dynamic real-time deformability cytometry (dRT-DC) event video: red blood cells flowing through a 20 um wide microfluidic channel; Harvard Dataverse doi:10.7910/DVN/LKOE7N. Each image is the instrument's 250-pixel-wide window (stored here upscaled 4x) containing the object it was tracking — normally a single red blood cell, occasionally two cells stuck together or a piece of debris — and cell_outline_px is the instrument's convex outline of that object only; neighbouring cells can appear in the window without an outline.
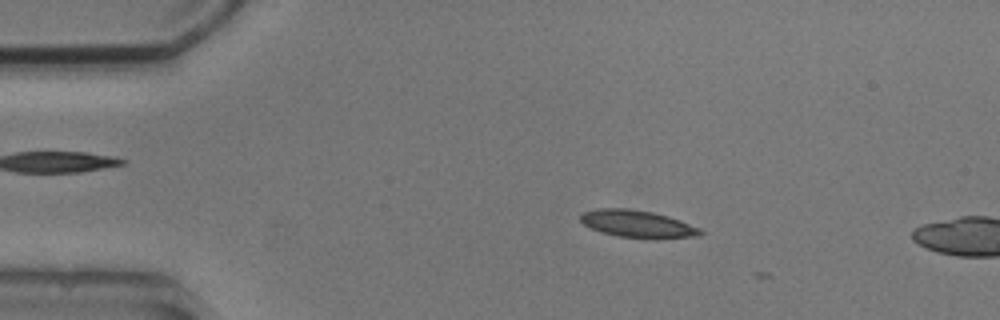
{"species": "common noctule bat (a hibernating species)", "species_latin": "Nyctalus noctula", "temperature_condition": "cold", "stored_images_in_passage": 3, "camera_frame_rate_fps": 3000, "um_per_image_px": 0.085, "animal": {"sex": "male", "body_mass_g": 20.5, "forearm_length_mm": 52.5}, "frame": {"image": 1, "passage_image": 2, "time_ms": 1.0, "image_size_px": [1000, 320], "cell_outline_px": [[704, 232], [700, 236], [656, 240], [616, 236], [592, 228], [584, 224], [580, 220], [580, 216], [584, 212], [596, 208], [628, 208], [652, 212], [668, 216], [680, 220], [700, 228]], "centroid_in_image_um": [54.25, 19.05], "position_along_channel_um": 30.8, "area_um2": 19.36}}